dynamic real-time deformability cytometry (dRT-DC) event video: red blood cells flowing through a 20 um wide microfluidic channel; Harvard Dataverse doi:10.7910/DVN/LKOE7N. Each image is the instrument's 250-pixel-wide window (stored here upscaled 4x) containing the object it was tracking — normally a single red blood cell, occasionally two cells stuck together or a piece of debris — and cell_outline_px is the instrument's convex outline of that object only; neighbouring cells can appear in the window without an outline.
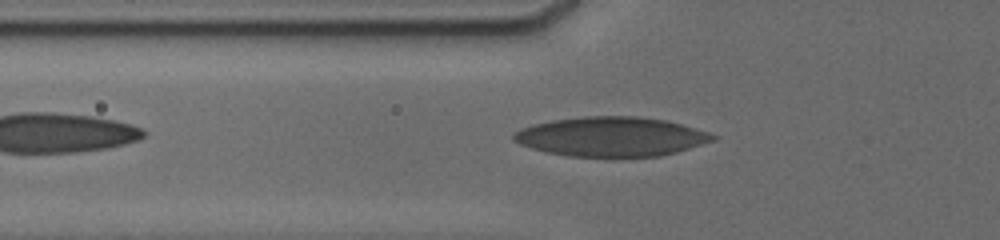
{"species": "human", "species_latin": "Homo sapiens", "temperature_condition": "cold", "stored_images_in_passage": 9, "camera_frame_rate_fps": 3000, "um_per_image_px": 0.085, "donor": {"sex": "male"}, "frame": {"image": 1, "passage_image": 3, "time_ms": 1.0, "image_size_px": [1000, 240], "cell_outline_px": [[720, 136], [716, 140], [676, 152], [660, 156], [568, 156], [548, 152], [532, 148], [520, 144], [512, 140], [512, 132], [520, 128], [532, 124], [552, 120], [584, 116], [636, 116], [664, 120], [680, 124], [708, 132]], "centroid_in_image_um": [51.93, 11.61], "position_along_channel_um": 73.9, "area_um2": 45.72}}
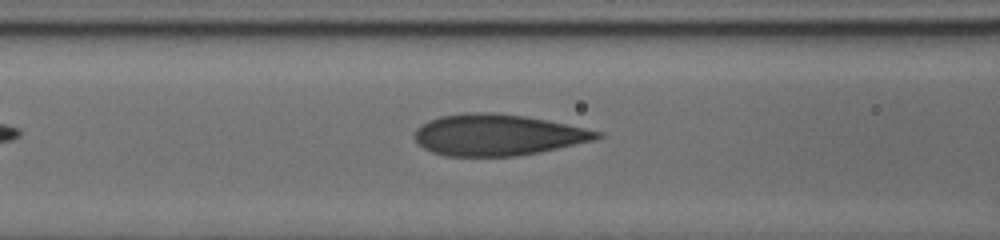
{"frame": {"image": 2, "passage_image": 6, "time_ms": 2.333, "image_size_px": [1000, 240], "cell_outline_px": [[604, 136], [596, 140], [540, 152], [516, 156], [444, 156], [432, 152], [424, 148], [412, 136], [416, 128], [420, 124], [428, 120], [440, 116], [468, 112], [492, 112], [524, 116], [604, 132]], "centroid_in_image_um": [42.27, 11.47], "position_along_channel_um": 124.3, "area_um2": 43.99}}
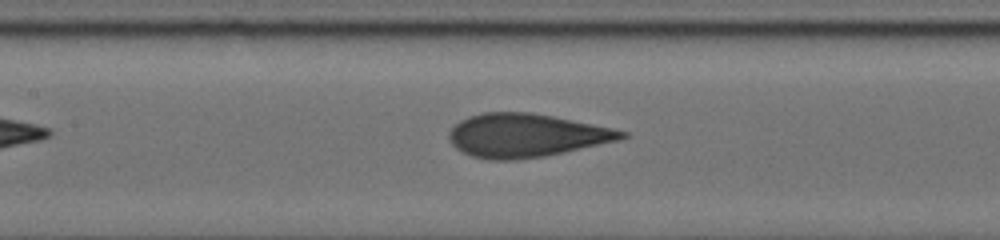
{"frame": {"image": 3, "passage_image": 8, "time_ms": 3.333, "image_size_px": [1000, 240], "cell_outline_px": [[628, 136], [620, 140], [544, 156], [516, 160], [492, 160], [472, 156], [456, 148], [452, 144], [448, 136], [448, 132], [460, 120], [468, 116], [484, 112], [532, 112], [612, 128], [628, 132]], "centroid_in_image_um": [44.7, 11.51], "position_along_channel_um": 162.7, "area_um2": 43.47}}